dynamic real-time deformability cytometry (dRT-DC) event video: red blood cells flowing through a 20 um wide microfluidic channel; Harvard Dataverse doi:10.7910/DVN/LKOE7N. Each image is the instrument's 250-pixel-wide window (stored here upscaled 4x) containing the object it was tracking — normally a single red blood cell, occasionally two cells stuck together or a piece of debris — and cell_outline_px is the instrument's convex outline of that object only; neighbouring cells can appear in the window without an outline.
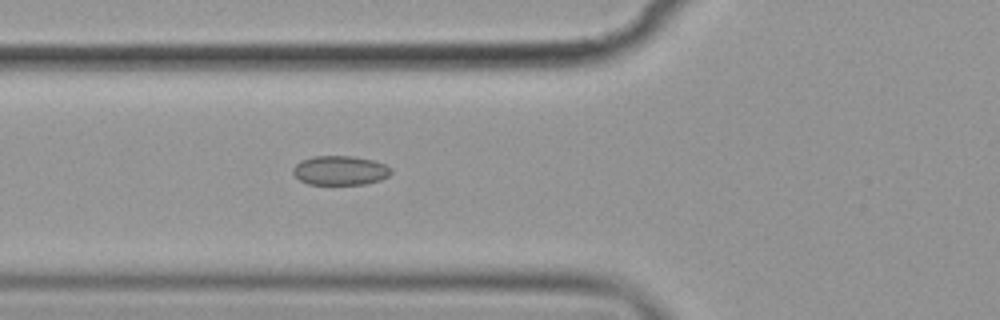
{"species": "common noctule bat (a hibernating species)", "species_latin": "Nyctalus noctula", "temperature_condition": "cold", "stored_images_in_passage": 4, "camera_frame_rate_fps": 3000, "um_per_image_px": 0.085, "animal": {"sex": "female", "body_mass_g": 19.9}, "frame": {"image": 1, "passage_image": 4, "time_ms": 4.333, "image_size_px": [1000, 320], "cell_outline_px": [[392, 172], [388, 176], [380, 180], [368, 184], [308, 184], [300, 180], [292, 172], [292, 168], [300, 160], [312, 156], [352, 156], [372, 160], [384, 164], [392, 168]], "centroid_in_image_um": [28.9, 14.48], "position_along_channel_um": 96.9, "area_um2": 16.82}}